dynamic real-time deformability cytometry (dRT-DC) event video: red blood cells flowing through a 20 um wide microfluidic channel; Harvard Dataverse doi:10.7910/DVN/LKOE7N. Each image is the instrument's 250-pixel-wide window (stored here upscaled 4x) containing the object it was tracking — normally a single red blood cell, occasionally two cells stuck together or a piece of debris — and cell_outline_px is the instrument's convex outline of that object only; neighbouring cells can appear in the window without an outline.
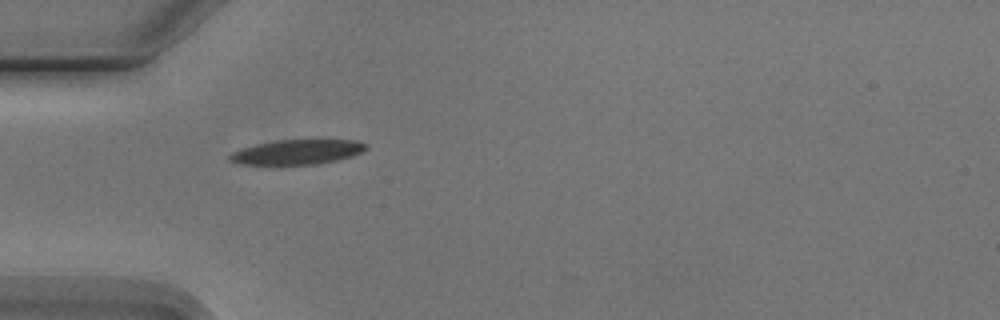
{"species": "Egyptian fruit bat (a non-hibernating species)", "species_latin": "Rousettus aegyptiacus", "temperature_condition": "cold", "stored_images_in_passage": 4, "camera_frame_rate_fps": 3000, "um_per_image_px": 0.085, "animal": {"sex": "male"}, "frame": {"image": 1, "passage_image": 1, "time_ms": 0.0, "image_size_px": [1000, 320], "cell_outline_px": [[368, 148], [352, 156], [320, 164], [236, 164], [228, 160], [228, 156], [232, 152], [240, 148], [256, 144], [276, 140], [356, 140], [368, 144]], "centroid_in_image_um": [25.24, 12.92], "position_along_channel_um": 59.8, "area_um2": 19.71}}
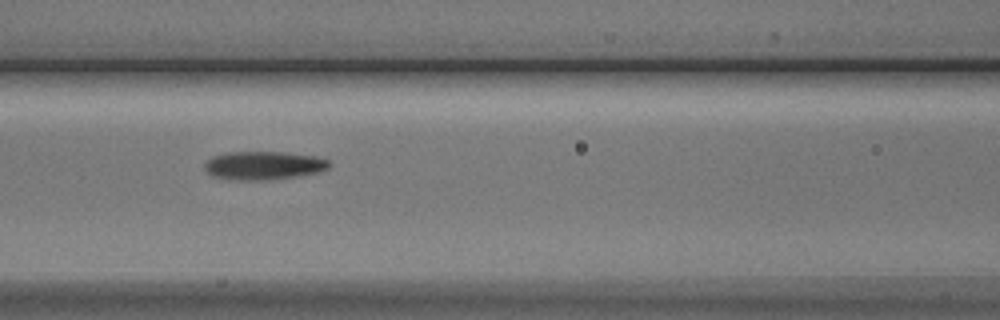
{"frame": {"image": 2, "passage_image": 3, "time_ms": 2.333, "image_size_px": [1000, 320], "cell_outline_px": [[332, 164], [328, 168], [320, 172], [272, 180], [236, 180], [212, 176], [204, 168], [204, 164], [212, 156], [228, 152], [284, 152], [316, 156], [328, 160]], "centroid_in_image_um": [22.42, 14.06], "position_along_channel_um": 144.2, "area_um2": 20.75}}
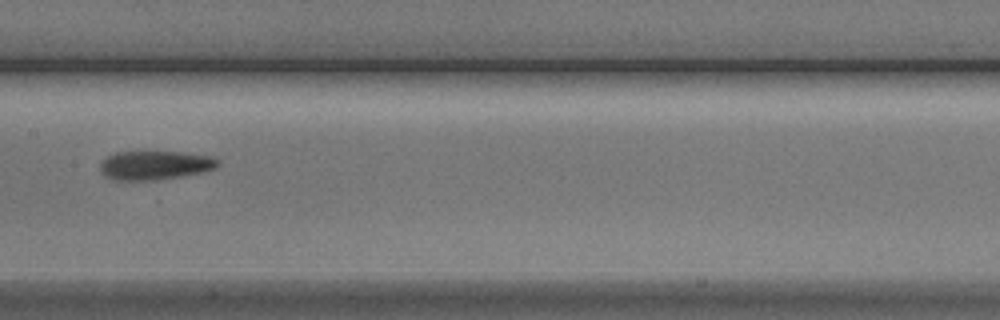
{"frame": {"image": 3, "passage_image": 4, "time_ms": 3.667, "image_size_px": [1000, 320], "cell_outline_px": [[220, 164], [216, 168], [204, 172], [156, 180], [116, 180], [104, 176], [100, 168], [100, 164], [108, 156], [116, 152], [144, 148], [184, 152], [212, 156]], "centroid_in_image_um": [13.16, 13.99], "position_along_channel_um": 194.2, "area_um2": 20.75}}